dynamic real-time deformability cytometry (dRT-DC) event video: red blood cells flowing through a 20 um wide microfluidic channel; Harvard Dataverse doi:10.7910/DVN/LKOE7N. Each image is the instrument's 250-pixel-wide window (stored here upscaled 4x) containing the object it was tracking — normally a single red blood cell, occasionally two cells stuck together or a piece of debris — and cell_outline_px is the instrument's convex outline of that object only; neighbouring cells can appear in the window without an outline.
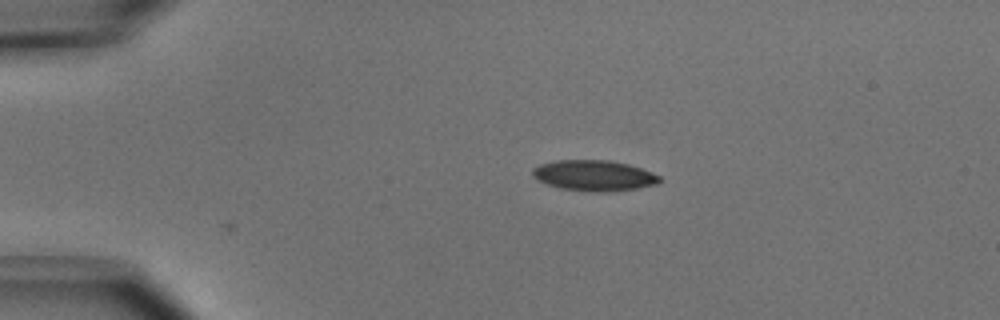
{"species": "common noctule bat (a hibernating species)", "species_latin": "Nyctalus noctula", "temperature_condition": "cold", "stored_images_in_passage": 23, "camera_frame_rate_fps": 3000, "um_per_image_px": 0.085, "animal": {"sex": "male", "body_mass_g": 15.6}, "frame": {"image": 1, "passage_image": 1, "time_ms": 0.0, "image_size_px": [1000, 320], "cell_outline_px": [[660, 180], [656, 184], [636, 188], [604, 192], [596, 192], [560, 188], [536, 180], [532, 176], [532, 168], [540, 164], [556, 160], [608, 160], [628, 164], [640, 168], [660, 176]], "centroid_in_image_um": [50.44, 14.91], "position_along_channel_um": 34.6, "area_um2": 22.54}}
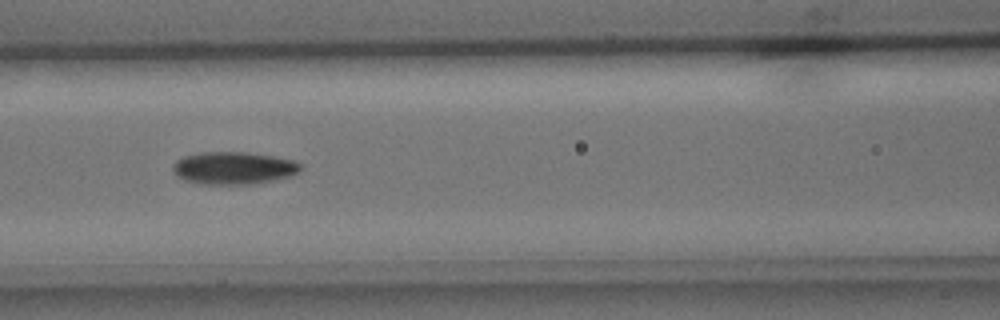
{"frame": {"image": 2, "passage_image": 13, "time_ms": 4.0, "image_size_px": [1000, 320], "cell_outline_px": [[300, 168], [296, 172], [288, 176], [272, 180], [248, 184], [200, 184], [184, 180], [172, 168], [172, 164], [176, 160], [184, 156], [200, 152], [248, 152], [296, 160], [300, 164]], "centroid_in_image_um": [19.82, 14.27], "position_along_channel_um": 146.8, "area_um2": 23.93}}
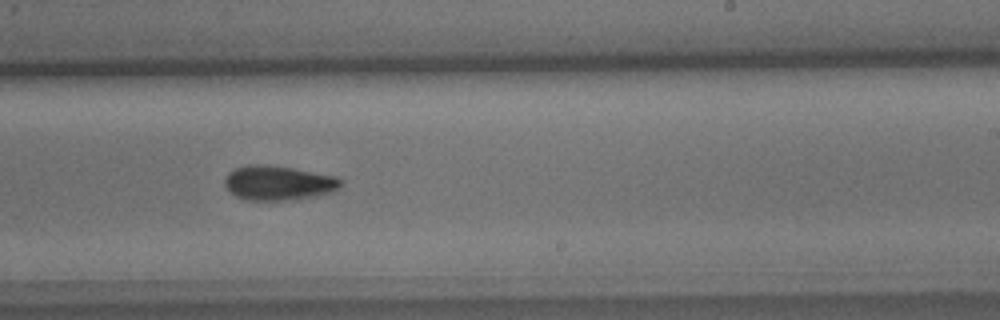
{"frame": {"image": 3, "passage_image": 22, "time_ms": 7.0, "image_size_px": [1000, 320], "cell_outline_px": [[344, 184], [340, 188], [332, 192], [316, 196], [292, 200], [248, 200], [236, 196], [224, 184], [224, 180], [228, 172], [232, 168], [248, 164], [268, 164], [292, 168], [336, 176], [344, 180]], "centroid_in_image_um": [23.69, 15.54], "position_along_channel_um": 265.3, "area_um2": 23.7}}